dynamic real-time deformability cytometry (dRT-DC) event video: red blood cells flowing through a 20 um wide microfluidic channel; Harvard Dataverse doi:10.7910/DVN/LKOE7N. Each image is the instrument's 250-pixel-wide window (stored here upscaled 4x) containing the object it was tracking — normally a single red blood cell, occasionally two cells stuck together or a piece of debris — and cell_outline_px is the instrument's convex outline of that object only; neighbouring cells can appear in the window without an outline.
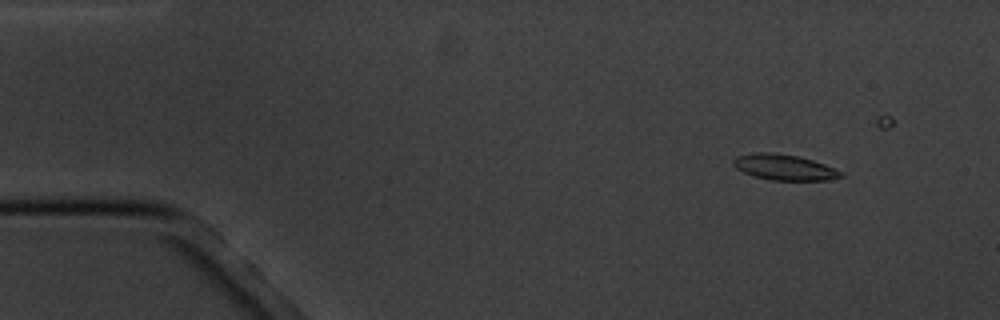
{"species": "common noctule bat (a hibernating species)", "species_latin": "Nyctalus noctula", "temperature_condition": "cold", "stored_images_in_passage": 6, "camera_frame_rate_fps": 3000, "um_per_image_px": 0.085, "animal": {"sex": "male", "body_mass_g": 20.1, "forearm_length_mm": 53.5}, "frame": {"image": 1, "passage_image": 2, "time_ms": 1.333, "image_size_px": [1000, 320], "cell_outline_px": [[844, 176], [828, 180], [768, 180], [744, 172], [736, 168], [732, 164], [732, 160], [736, 156], [756, 152], [772, 152], [796, 156], [812, 160], [824, 164], [840, 172]], "centroid_in_image_um": [66.61, 14.21], "position_along_channel_um": 18.4, "area_um2": 15.9}}